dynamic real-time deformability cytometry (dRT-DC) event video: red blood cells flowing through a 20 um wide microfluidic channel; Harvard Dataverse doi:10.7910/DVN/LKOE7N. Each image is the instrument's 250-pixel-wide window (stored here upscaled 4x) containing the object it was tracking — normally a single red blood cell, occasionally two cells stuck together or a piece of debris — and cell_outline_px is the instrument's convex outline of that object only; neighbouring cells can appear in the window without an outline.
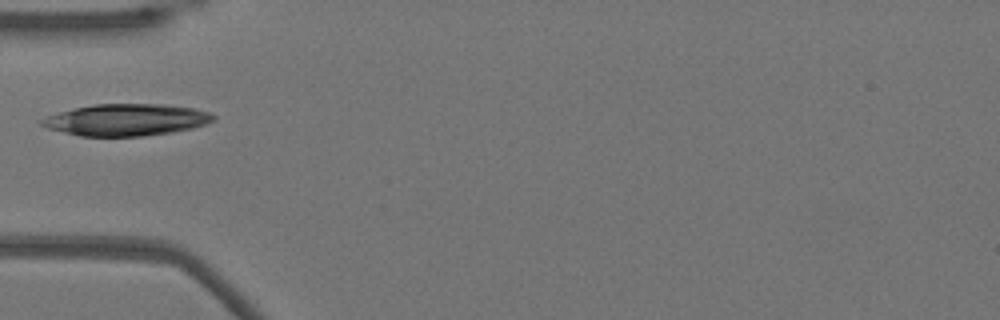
{"species": "Egyptian fruit bat (a non-hibernating species)", "species_latin": "Rousettus aegyptiacus", "temperature_condition": "warm", "stored_images_in_passage": 16, "camera_frame_rate_fps": 3000, "um_per_image_px": 0.085, "animal": {"sex": "female"}, "frame": {"image": 1, "passage_image": 1, "time_ms": 0.0, "image_size_px": [1000, 320], "cell_outline_px": [[216, 120], [192, 128], [172, 132], [144, 136], [80, 136], [48, 128], [40, 124], [40, 120], [48, 116], [60, 112], [92, 104], [164, 104], [192, 108], [212, 112], [216, 116]], "centroid_in_image_um": [10.78, 10.18], "position_along_channel_um": 74.2, "area_um2": 31.67}}
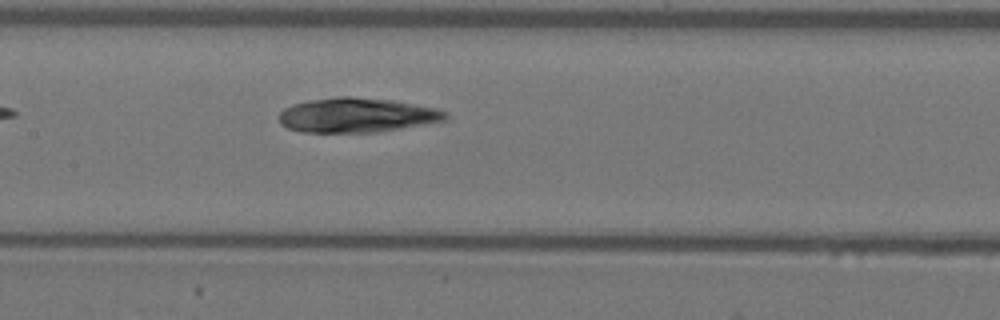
{"frame": {"image": 2, "passage_image": 9, "time_ms": 2.667, "image_size_px": [1000, 320], "cell_outline_px": [[448, 116], [444, 120], [424, 124], [380, 132], [300, 132], [288, 128], [280, 124], [280, 112], [284, 108], [292, 104], [308, 100], [336, 96], [352, 96], [392, 100], [436, 108], [448, 112]], "centroid_in_image_um": [30.3, 9.78], "position_along_channel_um": 177.1, "area_um2": 33.64}}
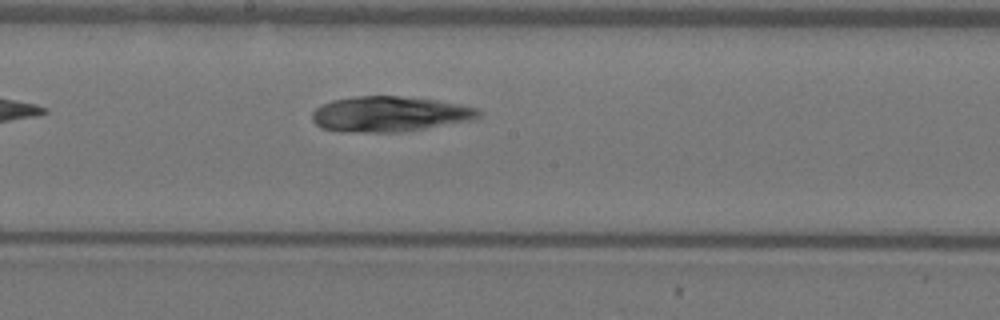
{"frame": {"image": 3, "passage_image": 12, "time_ms": 3.667, "image_size_px": [1000, 320], "cell_outline_px": [[480, 116], [472, 120], [408, 132], [344, 132], [320, 128], [312, 120], [312, 112], [320, 104], [332, 100], [352, 96], [400, 96], [436, 100], [460, 104], [480, 108]], "centroid_in_image_um": [33.11, 9.7], "position_along_channel_um": 215.1, "area_um2": 34.8}}